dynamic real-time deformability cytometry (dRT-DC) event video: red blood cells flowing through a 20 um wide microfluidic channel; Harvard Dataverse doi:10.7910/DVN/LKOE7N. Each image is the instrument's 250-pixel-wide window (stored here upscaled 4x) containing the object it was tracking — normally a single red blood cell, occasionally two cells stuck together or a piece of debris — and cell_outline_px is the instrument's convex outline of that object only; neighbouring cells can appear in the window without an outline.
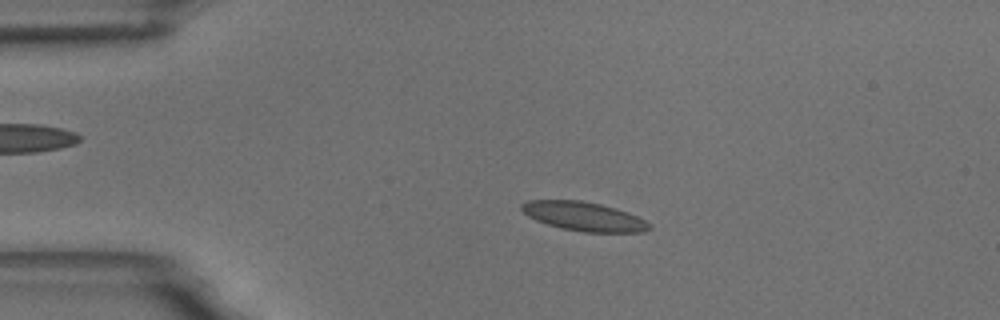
{"species": "common noctule bat (a hibernating species)", "species_latin": "Nyctalus noctula", "temperature_condition": "room temperature", "stored_images_in_passage": 56, "camera_frame_rate_fps": 3000, "um_per_image_px": 0.085, "animal": {"sex": "male", "body_mass_g": 18.8}, "frame": {"image": 1, "passage_image": 12, "time_ms": 3.667, "image_size_px": [1000, 320], "cell_outline_px": [[652, 228], [644, 232], [584, 232], [560, 228], [536, 220], [528, 216], [520, 208], [520, 204], [528, 200], [580, 200], [600, 204], [616, 208], [628, 212], [652, 224]], "centroid_in_image_um": [49.63, 18.39], "position_along_channel_um": 35.4, "area_um2": 21.62}}
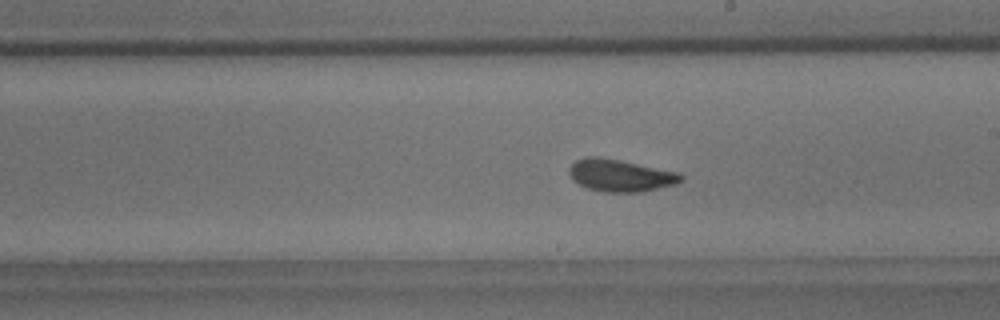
{"frame": {"image": 2, "passage_image": 32, "time_ms": 10.333, "image_size_px": [1000, 320], "cell_outline_px": [[684, 180], [676, 184], [644, 192], [608, 192], [588, 188], [572, 180], [568, 172], [568, 168], [576, 160], [584, 156], [600, 156], [680, 172], [684, 176]], "centroid_in_image_um": [52.76, 14.9], "position_along_channel_um": 236.2, "area_um2": 21.27}}
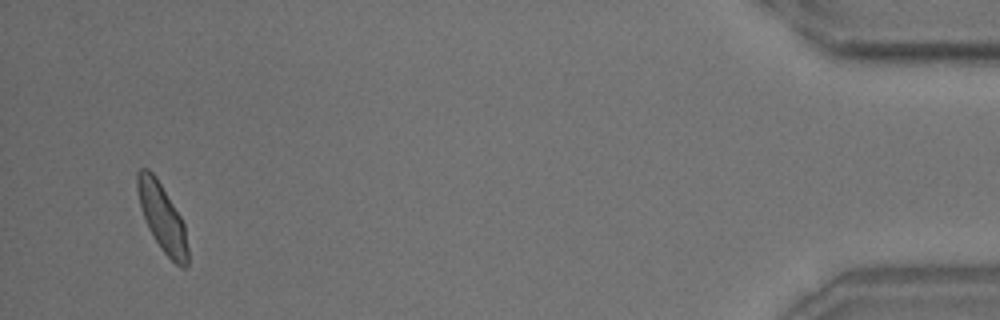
{"frame": {"image": 3, "passage_image": 54, "time_ms": 17.667, "image_size_px": [1000, 320], "cell_outline_px": [[188, 264], [184, 268], [180, 268], [160, 248], [148, 228], [140, 204], [136, 188], [136, 172], [140, 168], [148, 168], [156, 176], [180, 216], [184, 224], [188, 248]], "centroid_in_image_um": [13.78, 18.48], "position_along_channel_um": 421.4, "area_um2": 19.77}, "authors_computed_cell_mechanics": {"area_um2": 20.5479, "velocity_mm_per_s": 3.5906, "shape_relaxation_time_tau1_ms": 3.8726, "shape_relaxation_time_tau2_ms": 0.8586, "deformation_change_tau1": 0.093, "deformation_change_tau2": 0.0503}}